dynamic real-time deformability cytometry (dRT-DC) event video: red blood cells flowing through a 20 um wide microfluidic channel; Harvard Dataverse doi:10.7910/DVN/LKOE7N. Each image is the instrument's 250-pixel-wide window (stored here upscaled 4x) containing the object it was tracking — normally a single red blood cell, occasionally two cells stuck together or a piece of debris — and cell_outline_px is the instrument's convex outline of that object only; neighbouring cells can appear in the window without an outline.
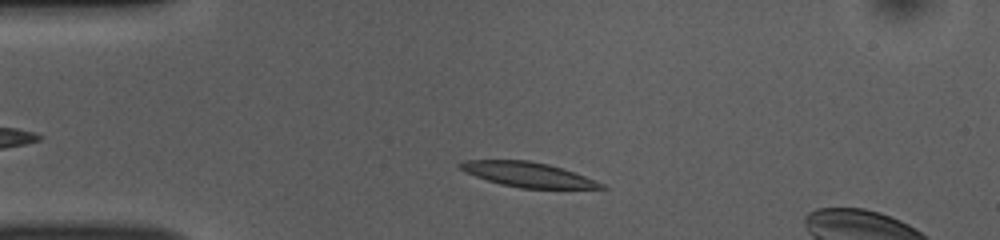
{"species": "common noctule bat (a hibernating species)", "species_latin": "Nyctalus noctula", "temperature_condition": "room temperature", "stored_images_in_passage": 38, "camera_frame_rate_fps": 3000, "um_per_image_px": 0.085, "animal": {"sex": "female", "body_mass_g": 10.0, "forearm_length_mm": 53.1}, "frame": {"image": 1, "passage_image": 5, "time_ms": 1.333, "image_size_px": [1000, 240], "cell_outline_px": [[608, 188], [520, 188], [500, 184], [464, 172], [456, 164], [464, 160], [528, 160], [548, 164], [584, 176], [604, 184]], "centroid_in_image_um": [44.8, 14.83], "position_along_channel_um": 40.2, "area_um2": 20.06}}
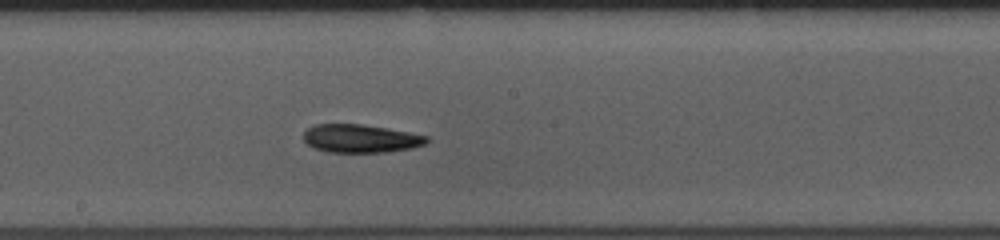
{"frame": {"image": 2, "passage_image": 21, "time_ms": 6.667, "image_size_px": [1000, 240], "cell_outline_px": [[428, 140], [424, 144], [412, 148], [384, 152], [328, 152], [312, 148], [304, 140], [304, 132], [308, 128], [316, 124], [364, 124], [388, 128], [428, 136]], "centroid_in_image_um": [30.63, 11.77], "position_along_channel_um": 217.6, "area_um2": 20.23}}
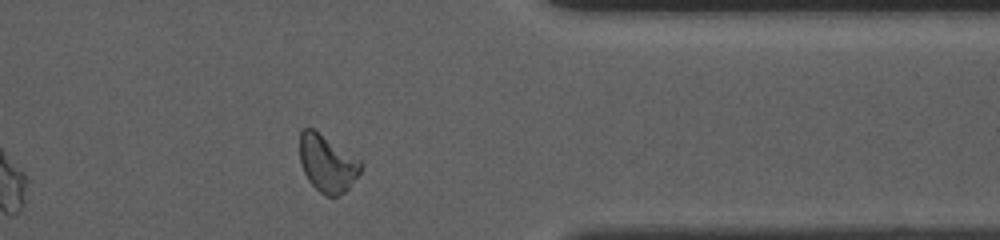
{"frame": {"image": 3, "passage_image": 35, "time_ms": 11.333, "image_size_px": [1000, 240], "cell_outline_px": [[364, 168], [348, 188], [344, 192], [336, 196], [328, 196], [320, 192], [308, 180], [300, 164], [300, 132], [304, 128], [312, 128], [360, 160], [364, 164]], "centroid_in_image_um": [27.82, 13.9], "position_along_channel_um": 383.6, "area_um2": 20.11}, "authors_computed_cell_mechanics": {"area_um2": 20.4323, "velocity_mm_per_s": 3.8204, "shape_relaxation_time_tau1_ms": 4.0468, "shape_relaxation_time_tau2_ms": 10.2646, "deformation_change_tau1": 0.1234, "deformation_change_tau2": 0.1818}}